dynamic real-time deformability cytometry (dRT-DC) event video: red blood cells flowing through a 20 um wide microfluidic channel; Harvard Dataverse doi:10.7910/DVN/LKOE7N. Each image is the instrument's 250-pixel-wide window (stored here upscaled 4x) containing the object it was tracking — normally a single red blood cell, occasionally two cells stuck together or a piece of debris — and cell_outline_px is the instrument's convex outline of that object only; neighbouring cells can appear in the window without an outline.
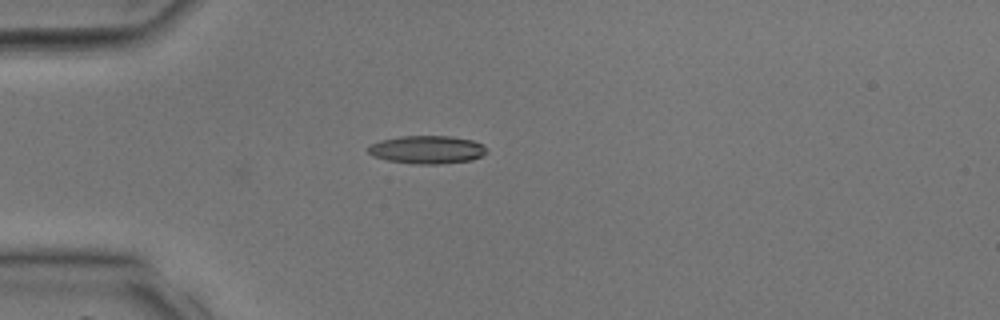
{"species": "common noctule bat (a hibernating species)", "species_latin": "Nyctalus noctula", "temperature_condition": "room temperature", "stored_images_in_passage": 28, "camera_frame_rate_fps": 3000, "um_per_image_px": 0.085, "animal": {"sex": "male", "body_mass_g": 17.9, "forearm_length_mm": 54.2}, "frame": {"image": 1, "passage_image": 1, "time_ms": 0.0, "image_size_px": [1000, 320], "cell_outline_px": [[488, 152], [472, 160], [440, 164], [416, 164], [388, 160], [372, 156], [368, 152], [368, 148], [372, 144], [380, 140], [400, 136], [448, 136], [472, 140], [484, 144], [488, 148]], "centroid_in_image_um": [36.33, 12.72], "position_along_channel_um": 48.7, "area_um2": 19.42}}
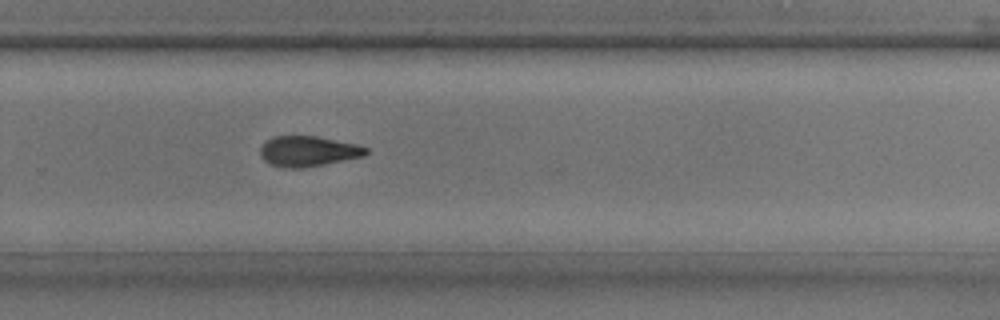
{"frame": {"image": 2, "passage_image": 16, "time_ms": 5.0, "image_size_px": [1000, 320], "cell_outline_px": [[368, 152], [364, 156], [304, 168], [288, 168], [268, 164], [260, 156], [260, 148], [264, 140], [272, 136], [316, 136], [356, 144], [368, 148]], "centroid_in_image_um": [26.14, 12.85], "position_along_channel_um": 303.7, "area_um2": 18.84}}
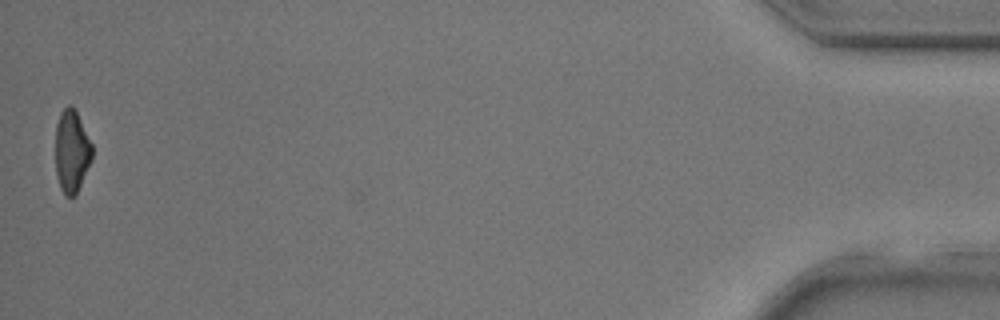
{"frame": {"image": 3, "passage_image": 28, "time_ms": 9.0, "image_size_px": [1000, 320], "cell_outline_px": [[92, 160], [76, 196], [64, 196], [60, 188], [56, 172], [56, 124], [60, 112], [68, 104], [76, 112], [92, 144]], "centroid_in_image_um": [6.09, 12.9], "position_along_channel_um": 429.1, "area_um2": 17.63}}